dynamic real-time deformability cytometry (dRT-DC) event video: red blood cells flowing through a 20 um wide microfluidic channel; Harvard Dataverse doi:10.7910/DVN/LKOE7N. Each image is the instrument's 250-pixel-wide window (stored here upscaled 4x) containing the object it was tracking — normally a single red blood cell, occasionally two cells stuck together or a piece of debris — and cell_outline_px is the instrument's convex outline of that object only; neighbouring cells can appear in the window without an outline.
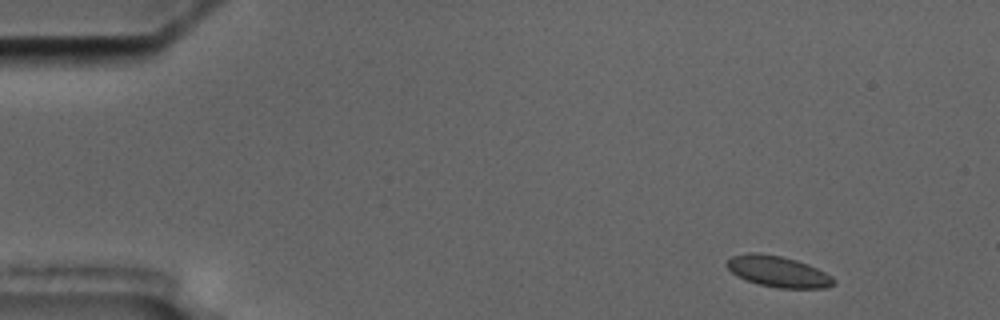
{"species": "common noctule bat (a hibernating species)", "species_latin": "Nyctalus noctula", "temperature_condition": "cold", "stored_images_in_passage": 3, "camera_frame_rate_fps": 3000, "um_per_image_px": 0.085, "animal": {"sex": "male", "body_mass_g": 17.5, "forearm_length_mm": 52.3}, "frame": {"image": 1, "passage_image": 1, "time_ms": 0.0, "image_size_px": [1000, 320], "cell_outline_px": [[836, 284], [824, 288], [776, 288], [760, 284], [736, 276], [724, 264], [732, 256], [748, 252], [760, 252], [780, 256], [796, 260], [808, 264], [832, 276], [836, 280]], "centroid_in_image_um": [66.13, 23.07], "position_along_channel_um": 18.9, "area_um2": 19.36}}
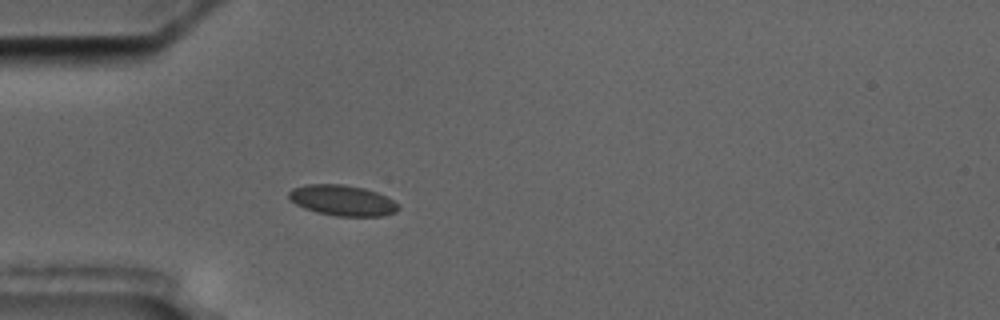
{"frame": {"image": 2, "passage_image": 3, "time_ms": 3.667, "image_size_px": [1000, 320], "cell_outline_px": [[400, 208], [396, 212], [384, 216], [336, 216], [316, 212], [304, 208], [296, 204], [288, 196], [288, 192], [292, 188], [308, 184], [344, 184], [364, 188], [376, 192], [400, 204]], "centroid_in_image_um": [29.12, 17.04], "position_along_channel_um": 55.9, "area_um2": 19.59}}